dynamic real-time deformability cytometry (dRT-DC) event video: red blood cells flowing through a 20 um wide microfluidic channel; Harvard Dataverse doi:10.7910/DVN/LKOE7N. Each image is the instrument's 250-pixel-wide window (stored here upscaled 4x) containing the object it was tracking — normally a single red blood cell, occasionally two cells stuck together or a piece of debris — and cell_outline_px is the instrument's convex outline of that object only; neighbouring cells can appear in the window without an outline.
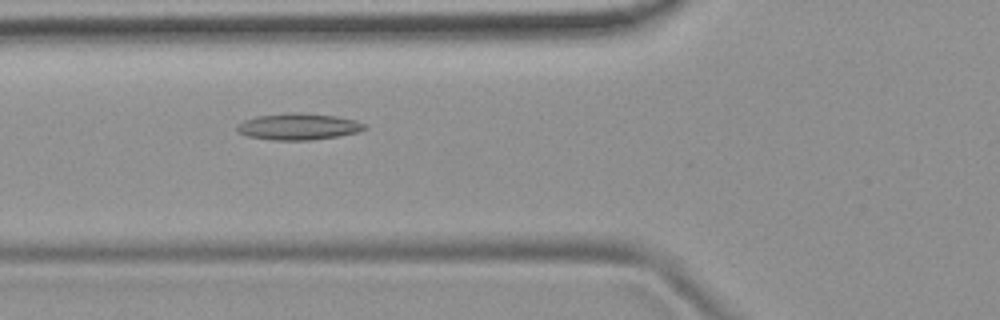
{"species": "common noctule bat (a hibernating species)", "species_latin": "Nyctalus noctula", "temperature_condition": "room temperature", "stored_images_in_passage": 5, "camera_frame_rate_fps": 3000, "um_per_image_px": 0.085, "animal": {"sex": "female", "body_mass_g": 19.9}, "frame": {"image": 1, "passage_image": 5, "time_ms": 5.333, "image_size_px": [1000, 320], "cell_outline_px": [[368, 128], [356, 132], [336, 136], [312, 140], [272, 140], [248, 136], [236, 132], [236, 128], [244, 120], [256, 116], [296, 112], [300, 112], [336, 116], [356, 120], [364, 124]], "centroid_in_image_um": [25.35, 10.76], "position_along_channel_um": 100.4, "area_um2": 19.59}}